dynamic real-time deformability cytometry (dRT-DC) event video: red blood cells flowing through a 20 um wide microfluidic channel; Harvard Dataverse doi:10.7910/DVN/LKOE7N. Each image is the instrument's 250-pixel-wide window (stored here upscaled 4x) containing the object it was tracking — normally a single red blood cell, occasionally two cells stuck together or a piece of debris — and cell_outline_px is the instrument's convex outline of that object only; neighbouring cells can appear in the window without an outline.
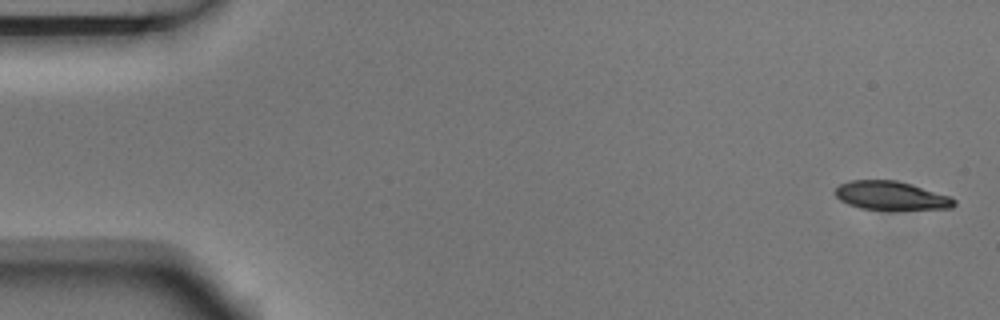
{"species": "Egyptian fruit bat (a non-hibernating species)", "species_latin": "Rousettus aegyptiacus", "temperature_condition": "room temperature", "stored_images_in_passage": 5, "camera_frame_rate_fps": 3000, "um_per_image_px": 0.085, "animal": {"sex": "male"}, "frame": {"image": 1, "passage_image": 1, "time_ms": 0.0, "image_size_px": [1000, 320], "cell_outline_px": [[956, 204], [952, 208], [892, 212], [860, 208], [848, 204], [840, 200], [836, 196], [836, 188], [840, 184], [852, 180], [896, 180], [912, 184], [952, 196], [956, 200]], "centroid_in_image_um": [75.82, 16.67], "position_along_channel_um": 9.2, "area_um2": 20.75}}
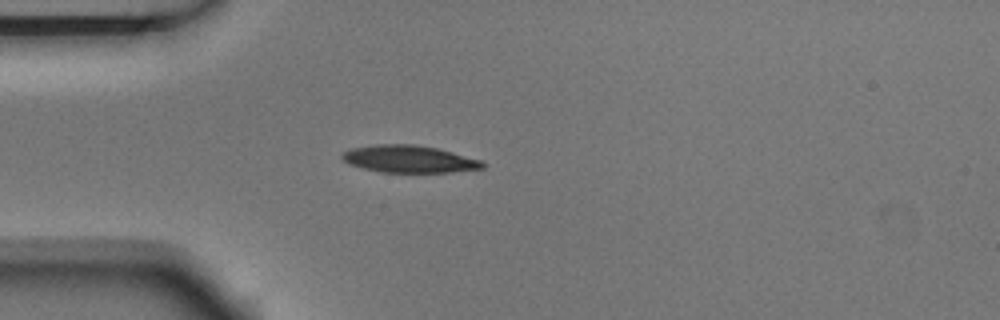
{"frame": {"image": 2, "passage_image": 5, "time_ms": 1.333, "image_size_px": [1000, 320], "cell_outline_px": [[484, 168], [452, 172], [380, 172], [348, 164], [340, 156], [344, 152], [352, 148], [376, 144], [412, 144], [436, 148], [452, 152], [480, 160], [484, 164]], "centroid_in_image_um": [34.75, 13.52], "position_along_channel_um": 50.3, "area_um2": 22.08}}